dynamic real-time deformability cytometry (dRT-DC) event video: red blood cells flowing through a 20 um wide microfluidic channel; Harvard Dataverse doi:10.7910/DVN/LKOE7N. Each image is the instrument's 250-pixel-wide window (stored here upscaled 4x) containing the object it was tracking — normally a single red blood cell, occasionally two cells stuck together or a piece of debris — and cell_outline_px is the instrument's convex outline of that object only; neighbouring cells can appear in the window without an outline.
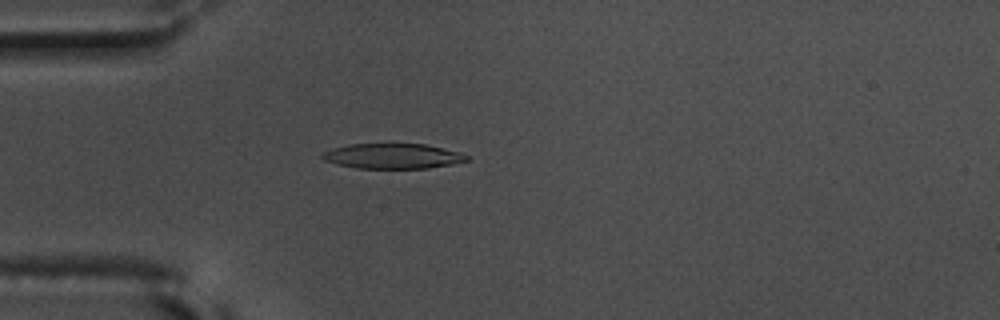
{"species": "common noctule bat (a hibernating species)", "species_latin": "Nyctalus noctula", "temperature_condition": "warm", "stored_images_in_passage": 43, "camera_frame_rate_fps": 3000, "um_per_image_px": 0.085, "animal": {"sex": "male", "body_mass_g": 17.5, "forearm_length_mm": 52.3}, "frame": {"image": 1, "passage_image": 3, "time_ms": 0.667, "image_size_px": [1000, 320], "cell_outline_px": [[468, 160], [452, 164], [428, 168], [356, 168], [336, 164], [324, 160], [320, 156], [320, 152], [332, 148], [348, 144], [424, 144], [460, 152], [468, 156]], "centroid_in_image_um": [33.32, 13.26], "position_along_channel_um": 51.7, "area_um2": 21.15}}
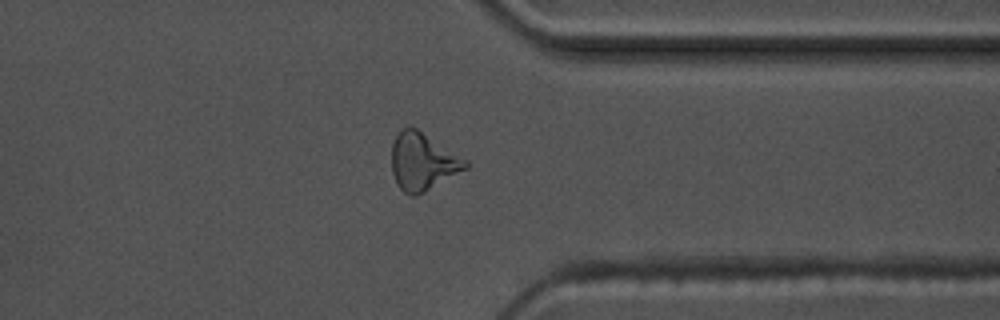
{"frame": {"image": 2, "passage_image": 31, "time_ms": 10.0, "image_size_px": [1000, 320], "cell_outline_px": [[468, 168], [424, 192], [416, 196], [408, 196], [396, 184], [392, 172], [392, 144], [400, 128], [408, 124], [416, 128], [468, 160]], "centroid_in_image_um": [35.91, 13.73], "position_along_channel_um": 375.5, "area_um2": 24.85}}
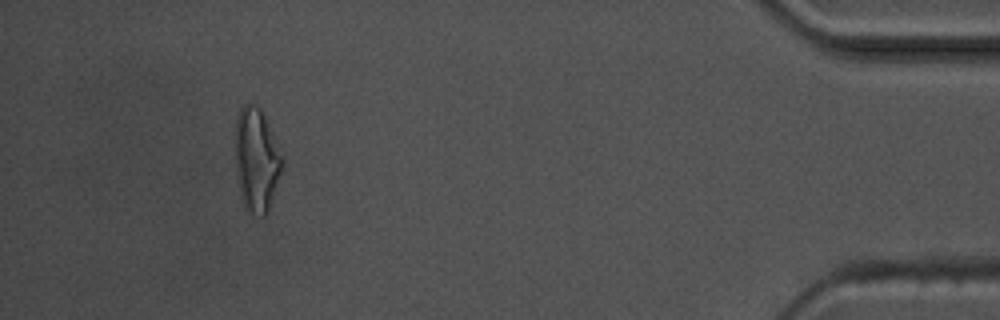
{"frame": {"image": 3, "passage_image": 39, "time_ms": 12.667, "image_size_px": [1000, 320], "cell_outline_px": [[284, 168], [268, 212], [264, 216], [260, 216], [244, 208], [240, 196], [236, 164], [236, 116], [240, 108], [244, 104], [252, 104], [260, 108], [264, 116], [284, 160]], "centroid_in_image_um": [21.82, 13.62], "position_along_channel_um": 413.4, "area_um2": 28.32}, "authors_computed_cell_mechanics": {"area_um2": 22.1952, "velocity_mm_per_s": 3.6225, "shape_relaxation_time_tau1_ms": 4.9951, "shape_relaxation_time_tau2_ms": 3.5411, "deformation_change_tau1": 0.2063, "deformation_change_tau2": 0.1479}}